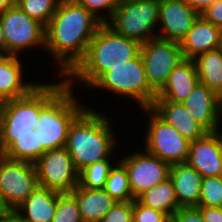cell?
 Here are the masks:
<instances>
[{
  "label": "cell",
  "instance_id": "obj_1",
  "mask_svg": "<svg viewBox=\"0 0 222 222\" xmlns=\"http://www.w3.org/2000/svg\"><path fill=\"white\" fill-rule=\"evenodd\" d=\"M102 24L83 6L60 0L56 13L45 26V51L58 63L59 77H66L85 57Z\"/></svg>",
  "mask_w": 222,
  "mask_h": 222
},
{
  "label": "cell",
  "instance_id": "obj_2",
  "mask_svg": "<svg viewBox=\"0 0 222 222\" xmlns=\"http://www.w3.org/2000/svg\"><path fill=\"white\" fill-rule=\"evenodd\" d=\"M104 114L89 106L70 125L65 148L78 172L97 161L114 158L119 138L112 117Z\"/></svg>",
  "mask_w": 222,
  "mask_h": 222
},
{
  "label": "cell",
  "instance_id": "obj_3",
  "mask_svg": "<svg viewBox=\"0 0 222 222\" xmlns=\"http://www.w3.org/2000/svg\"><path fill=\"white\" fill-rule=\"evenodd\" d=\"M140 49L139 42L116 33L104 23L89 43L85 57L65 77L67 84L75 88L74 83H82L88 89L104 72L136 58Z\"/></svg>",
  "mask_w": 222,
  "mask_h": 222
},
{
  "label": "cell",
  "instance_id": "obj_4",
  "mask_svg": "<svg viewBox=\"0 0 222 222\" xmlns=\"http://www.w3.org/2000/svg\"><path fill=\"white\" fill-rule=\"evenodd\" d=\"M60 78L40 83L24 97L1 102V137H25L36 130L40 111L67 85L66 78Z\"/></svg>",
  "mask_w": 222,
  "mask_h": 222
},
{
  "label": "cell",
  "instance_id": "obj_5",
  "mask_svg": "<svg viewBox=\"0 0 222 222\" xmlns=\"http://www.w3.org/2000/svg\"><path fill=\"white\" fill-rule=\"evenodd\" d=\"M74 94V89L67 84L40 111L36 124L39 146L46 151L65 147L70 125L88 107Z\"/></svg>",
  "mask_w": 222,
  "mask_h": 222
},
{
  "label": "cell",
  "instance_id": "obj_6",
  "mask_svg": "<svg viewBox=\"0 0 222 222\" xmlns=\"http://www.w3.org/2000/svg\"><path fill=\"white\" fill-rule=\"evenodd\" d=\"M109 91L122 98L134 99L138 107L152 106L157 94L149 87L144 63L140 54L129 61L104 72L90 87Z\"/></svg>",
  "mask_w": 222,
  "mask_h": 222
},
{
  "label": "cell",
  "instance_id": "obj_7",
  "mask_svg": "<svg viewBox=\"0 0 222 222\" xmlns=\"http://www.w3.org/2000/svg\"><path fill=\"white\" fill-rule=\"evenodd\" d=\"M159 0H121L106 23L116 33L143 44L157 37Z\"/></svg>",
  "mask_w": 222,
  "mask_h": 222
},
{
  "label": "cell",
  "instance_id": "obj_8",
  "mask_svg": "<svg viewBox=\"0 0 222 222\" xmlns=\"http://www.w3.org/2000/svg\"><path fill=\"white\" fill-rule=\"evenodd\" d=\"M148 116L144 150L169 165L186 163L190 143L172 125L166 123L150 107L141 109Z\"/></svg>",
  "mask_w": 222,
  "mask_h": 222
},
{
  "label": "cell",
  "instance_id": "obj_9",
  "mask_svg": "<svg viewBox=\"0 0 222 222\" xmlns=\"http://www.w3.org/2000/svg\"><path fill=\"white\" fill-rule=\"evenodd\" d=\"M6 42V55L21 56L22 52L35 49L45 51V26L29 17L17 4L0 15Z\"/></svg>",
  "mask_w": 222,
  "mask_h": 222
},
{
  "label": "cell",
  "instance_id": "obj_10",
  "mask_svg": "<svg viewBox=\"0 0 222 222\" xmlns=\"http://www.w3.org/2000/svg\"><path fill=\"white\" fill-rule=\"evenodd\" d=\"M140 56L148 85L156 94L165 86L173 69L184 60L180 43L158 37L141 44Z\"/></svg>",
  "mask_w": 222,
  "mask_h": 222
},
{
  "label": "cell",
  "instance_id": "obj_11",
  "mask_svg": "<svg viewBox=\"0 0 222 222\" xmlns=\"http://www.w3.org/2000/svg\"><path fill=\"white\" fill-rule=\"evenodd\" d=\"M38 185L59 193H71L79 184V172L68 150L46 151L36 162Z\"/></svg>",
  "mask_w": 222,
  "mask_h": 222
},
{
  "label": "cell",
  "instance_id": "obj_12",
  "mask_svg": "<svg viewBox=\"0 0 222 222\" xmlns=\"http://www.w3.org/2000/svg\"><path fill=\"white\" fill-rule=\"evenodd\" d=\"M38 186L35 163L0 157V192L13 212Z\"/></svg>",
  "mask_w": 222,
  "mask_h": 222
},
{
  "label": "cell",
  "instance_id": "obj_13",
  "mask_svg": "<svg viewBox=\"0 0 222 222\" xmlns=\"http://www.w3.org/2000/svg\"><path fill=\"white\" fill-rule=\"evenodd\" d=\"M138 148L118 159L126 168L133 197L137 199L146 190L169 177L170 165L159 157Z\"/></svg>",
  "mask_w": 222,
  "mask_h": 222
},
{
  "label": "cell",
  "instance_id": "obj_14",
  "mask_svg": "<svg viewBox=\"0 0 222 222\" xmlns=\"http://www.w3.org/2000/svg\"><path fill=\"white\" fill-rule=\"evenodd\" d=\"M198 17L185 0H159L157 37L181 43Z\"/></svg>",
  "mask_w": 222,
  "mask_h": 222
},
{
  "label": "cell",
  "instance_id": "obj_15",
  "mask_svg": "<svg viewBox=\"0 0 222 222\" xmlns=\"http://www.w3.org/2000/svg\"><path fill=\"white\" fill-rule=\"evenodd\" d=\"M182 103L207 132H216L221 128L222 98L205 84L198 82Z\"/></svg>",
  "mask_w": 222,
  "mask_h": 222
},
{
  "label": "cell",
  "instance_id": "obj_16",
  "mask_svg": "<svg viewBox=\"0 0 222 222\" xmlns=\"http://www.w3.org/2000/svg\"><path fill=\"white\" fill-rule=\"evenodd\" d=\"M186 163L195 168L203 178L222 175L219 130L207 132L202 138L191 142Z\"/></svg>",
  "mask_w": 222,
  "mask_h": 222
},
{
  "label": "cell",
  "instance_id": "obj_17",
  "mask_svg": "<svg viewBox=\"0 0 222 222\" xmlns=\"http://www.w3.org/2000/svg\"><path fill=\"white\" fill-rule=\"evenodd\" d=\"M21 62L19 56L0 55V103L24 97L40 84L24 79L25 71Z\"/></svg>",
  "mask_w": 222,
  "mask_h": 222
},
{
  "label": "cell",
  "instance_id": "obj_18",
  "mask_svg": "<svg viewBox=\"0 0 222 222\" xmlns=\"http://www.w3.org/2000/svg\"><path fill=\"white\" fill-rule=\"evenodd\" d=\"M180 45L184 59L193 60L222 47V30L199 15Z\"/></svg>",
  "mask_w": 222,
  "mask_h": 222
},
{
  "label": "cell",
  "instance_id": "obj_19",
  "mask_svg": "<svg viewBox=\"0 0 222 222\" xmlns=\"http://www.w3.org/2000/svg\"><path fill=\"white\" fill-rule=\"evenodd\" d=\"M150 108L166 123L172 125L189 142H194L207 133V131L193 119L182 102L154 99Z\"/></svg>",
  "mask_w": 222,
  "mask_h": 222
},
{
  "label": "cell",
  "instance_id": "obj_20",
  "mask_svg": "<svg viewBox=\"0 0 222 222\" xmlns=\"http://www.w3.org/2000/svg\"><path fill=\"white\" fill-rule=\"evenodd\" d=\"M56 209L57 192L38 185L12 217L17 222H52Z\"/></svg>",
  "mask_w": 222,
  "mask_h": 222
},
{
  "label": "cell",
  "instance_id": "obj_21",
  "mask_svg": "<svg viewBox=\"0 0 222 222\" xmlns=\"http://www.w3.org/2000/svg\"><path fill=\"white\" fill-rule=\"evenodd\" d=\"M199 82L194 60H182L170 73L165 86L155 99L183 102Z\"/></svg>",
  "mask_w": 222,
  "mask_h": 222
},
{
  "label": "cell",
  "instance_id": "obj_22",
  "mask_svg": "<svg viewBox=\"0 0 222 222\" xmlns=\"http://www.w3.org/2000/svg\"><path fill=\"white\" fill-rule=\"evenodd\" d=\"M169 177L173 181L179 206L199 207L201 174L187 163H178L170 165Z\"/></svg>",
  "mask_w": 222,
  "mask_h": 222
},
{
  "label": "cell",
  "instance_id": "obj_23",
  "mask_svg": "<svg viewBox=\"0 0 222 222\" xmlns=\"http://www.w3.org/2000/svg\"><path fill=\"white\" fill-rule=\"evenodd\" d=\"M77 199L83 222H101L116 201L104 189L78 186L71 192Z\"/></svg>",
  "mask_w": 222,
  "mask_h": 222
},
{
  "label": "cell",
  "instance_id": "obj_24",
  "mask_svg": "<svg viewBox=\"0 0 222 222\" xmlns=\"http://www.w3.org/2000/svg\"><path fill=\"white\" fill-rule=\"evenodd\" d=\"M3 157L13 161L35 163L45 152L39 146V129L25 137H1Z\"/></svg>",
  "mask_w": 222,
  "mask_h": 222
},
{
  "label": "cell",
  "instance_id": "obj_25",
  "mask_svg": "<svg viewBox=\"0 0 222 222\" xmlns=\"http://www.w3.org/2000/svg\"><path fill=\"white\" fill-rule=\"evenodd\" d=\"M193 60L199 82L222 98V47L202 53Z\"/></svg>",
  "mask_w": 222,
  "mask_h": 222
},
{
  "label": "cell",
  "instance_id": "obj_26",
  "mask_svg": "<svg viewBox=\"0 0 222 222\" xmlns=\"http://www.w3.org/2000/svg\"><path fill=\"white\" fill-rule=\"evenodd\" d=\"M137 199L143 205L165 213L169 218L181 208L170 177L146 190Z\"/></svg>",
  "mask_w": 222,
  "mask_h": 222
},
{
  "label": "cell",
  "instance_id": "obj_27",
  "mask_svg": "<svg viewBox=\"0 0 222 222\" xmlns=\"http://www.w3.org/2000/svg\"><path fill=\"white\" fill-rule=\"evenodd\" d=\"M114 162L103 189L116 202L134 201L126 168L119 160L115 159Z\"/></svg>",
  "mask_w": 222,
  "mask_h": 222
},
{
  "label": "cell",
  "instance_id": "obj_28",
  "mask_svg": "<svg viewBox=\"0 0 222 222\" xmlns=\"http://www.w3.org/2000/svg\"><path fill=\"white\" fill-rule=\"evenodd\" d=\"M112 158L97 161L79 172V185L88 189H103L111 168Z\"/></svg>",
  "mask_w": 222,
  "mask_h": 222
},
{
  "label": "cell",
  "instance_id": "obj_29",
  "mask_svg": "<svg viewBox=\"0 0 222 222\" xmlns=\"http://www.w3.org/2000/svg\"><path fill=\"white\" fill-rule=\"evenodd\" d=\"M60 0H15L29 17L46 26L56 13Z\"/></svg>",
  "mask_w": 222,
  "mask_h": 222
},
{
  "label": "cell",
  "instance_id": "obj_30",
  "mask_svg": "<svg viewBox=\"0 0 222 222\" xmlns=\"http://www.w3.org/2000/svg\"><path fill=\"white\" fill-rule=\"evenodd\" d=\"M199 207L222 208V175L202 179Z\"/></svg>",
  "mask_w": 222,
  "mask_h": 222
},
{
  "label": "cell",
  "instance_id": "obj_31",
  "mask_svg": "<svg viewBox=\"0 0 222 222\" xmlns=\"http://www.w3.org/2000/svg\"><path fill=\"white\" fill-rule=\"evenodd\" d=\"M52 222H83L77 199L72 193L57 192V209Z\"/></svg>",
  "mask_w": 222,
  "mask_h": 222
},
{
  "label": "cell",
  "instance_id": "obj_32",
  "mask_svg": "<svg viewBox=\"0 0 222 222\" xmlns=\"http://www.w3.org/2000/svg\"><path fill=\"white\" fill-rule=\"evenodd\" d=\"M89 10L103 24L113 16L121 0H71ZM107 15H105V14Z\"/></svg>",
  "mask_w": 222,
  "mask_h": 222
},
{
  "label": "cell",
  "instance_id": "obj_33",
  "mask_svg": "<svg viewBox=\"0 0 222 222\" xmlns=\"http://www.w3.org/2000/svg\"><path fill=\"white\" fill-rule=\"evenodd\" d=\"M133 222H170L163 212L143 205L138 199L133 201Z\"/></svg>",
  "mask_w": 222,
  "mask_h": 222
},
{
  "label": "cell",
  "instance_id": "obj_34",
  "mask_svg": "<svg viewBox=\"0 0 222 222\" xmlns=\"http://www.w3.org/2000/svg\"><path fill=\"white\" fill-rule=\"evenodd\" d=\"M101 222H133V201L116 202Z\"/></svg>",
  "mask_w": 222,
  "mask_h": 222
},
{
  "label": "cell",
  "instance_id": "obj_35",
  "mask_svg": "<svg viewBox=\"0 0 222 222\" xmlns=\"http://www.w3.org/2000/svg\"><path fill=\"white\" fill-rule=\"evenodd\" d=\"M170 222H204L197 207L180 208L171 217Z\"/></svg>",
  "mask_w": 222,
  "mask_h": 222
},
{
  "label": "cell",
  "instance_id": "obj_36",
  "mask_svg": "<svg viewBox=\"0 0 222 222\" xmlns=\"http://www.w3.org/2000/svg\"><path fill=\"white\" fill-rule=\"evenodd\" d=\"M222 30V0H216L201 15Z\"/></svg>",
  "mask_w": 222,
  "mask_h": 222
},
{
  "label": "cell",
  "instance_id": "obj_37",
  "mask_svg": "<svg viewBox=\"0 0 222 222\" xmlns=\"http://www.w3.org/2000/svg\"><path fill=\"white\" fill-rule=\"evenodd\" d=\"M203 217L204 222H222V208L217 207H197Z\"/></svg>",
  "mask_w": 222,
  "mask_h": 222
},
{
  "label": "cell",
  "instance_id": "obj_38",
  "mask_svg": "<svg viewBox=\"0 0 222 222\" xmlns=\"http://www.w3.org/2000/svg\"><path fill=\"white\" fill-rule=\"evenodd\" d=\"M199 15H202L204 11L216 0H185Z\"/></svg>",
  "mask_w": 222,
  "mask_h": 222
},
{
  "label": "cell",
  "instance_id": "obj_39",
  "mask_svg": "<svg viewBox=\"0 0 222 222\" xmlns=\"http://www.w3.org/2000/svg\"><path fill=\"white\" fill-rule=\"evenodd\" d=\"M12 211L7 207L2 193L0 192V221L12 218Z\"/></svg>",
  "mask_w": 222,
  "mask_h": 222
},
{
  "label": "cell",
  "instance_id": "obj_40",
  "mask_svg": "<svg viewBox=\"0 0 222 222\" xmlns=\"http://www.w3.org/2000/svg\"><path fill=\"white\" fill-rule=\"evenodd\" d=\"M0 55H6V42H5L4 31L2 30L1 27V22H0Z\"/></svg>",
  "mask_w": 222,
  "mask_h": 222
},
{
  "label": "cell",
  "instance_id": "obj_41",
  "mask_svg": "<svg viewBox=\"0 0 222 222\" xmlns=\"http://www.w3.org/2000/svg\"><path fill=\"white\" fill-rule=\"evenodd\" d=\"M14 3L15 0H0V15L4 13Z\"/></svg>",
  "mask_w": 222,
  "mask_h": 222
},
{
  "label": "cell",
  "instance_id": "obj_42",
  "mask_svg": "<svg viewBox=\"0 0 222 222\" xmlns=\"http://www.w3.org/2000/svg\"><path fill=\"white\" fill-rule=\"evenodd\" d=\"M0 157H3V150L1 145V111H0Z\"/></svg>",
  "mask_w": 222,
  "mask_h": 222
},
{
  "label": "cell",
  "instance_id": "obj_43",
  "mask_svg": "<svg viewBox=\"0 0 222 222\" xmlns=\"http://www.w3.org/2000/svg\"><path fill=\"white\" fill-rule=\"evenodd\" d=\"M220 129H219V137H220V146H221V154H222V128Z\"/></svg>",
  "mask_w": 222,
  "mask_h": 222
},
{
  "label": "cell",
  "instance_id": "obj_44",
  "mask_svg": "<svg viewBox=\"0 0 222 222\" xmlns=\"http://www.w3.org/2000/svg\"><path fill=\"white\" fill-rule=\"evenodd\" d=\"M0 222H17V221L12 217L7 220L0 221Z\"/></svg>",
  "mask_w": 222,
  "mask_h": 222
}]
</instances>
